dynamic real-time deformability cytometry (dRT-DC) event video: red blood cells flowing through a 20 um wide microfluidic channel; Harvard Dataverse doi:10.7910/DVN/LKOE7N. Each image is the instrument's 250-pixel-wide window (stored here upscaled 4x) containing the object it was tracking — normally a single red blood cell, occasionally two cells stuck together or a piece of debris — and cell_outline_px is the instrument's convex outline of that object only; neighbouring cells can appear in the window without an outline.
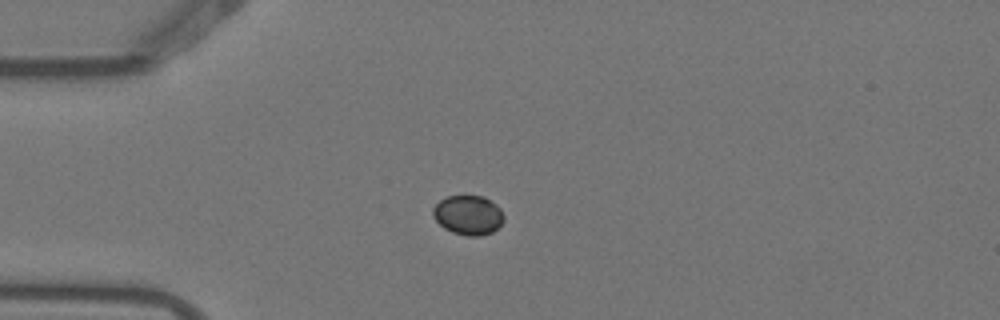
{"species": "Egyptian fruit bat (a non-hibernating species)", "species_latin": "Rousettus aegyptiacus", "temperature_condition": "warm", "stored_images_in_passage": 7, "camera_frame_rate_fps": 3000, "um_per_image_px": 0.085, "animal": {"sex": "female"}, "frame": {"image": 1, "passage_image": 3, "time_ms": 0.667, "image_size_px": [1000, 320], "cell_outline_px": [[504, 220], [492, 232], [480, 236], [468, 236], [452, 232], [444, 228], [432, 216], [432, 208], [440, 200], [448, 196], [484, 196], [496, 204], [500, 208], [504, 216]], "centroid_in_image_um": [39.79, 18.28], "position_along_channel_um": 45.2, "area_um2": 16.3}}
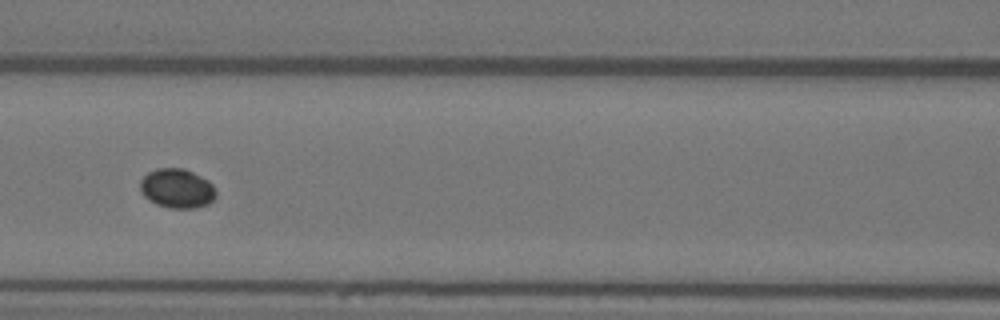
{"frame": {"image": 2, "passage_image": 6, "time_ms": 1.667, "image_size_px": [1000, 320], "cell_outline_px": [[216, 196], [208, 204], [196, 208], [168, 208], [156, 204], [148, 200], [144, 196], [140, 188], [140, 180], [148, 172], [156, 168], [184, 168], [208, 180], [216, 188]], "centroid_in_image_um": [15.04, 16.02], "position_along_channel_um": 151.6, "area_um2": 17.51}}
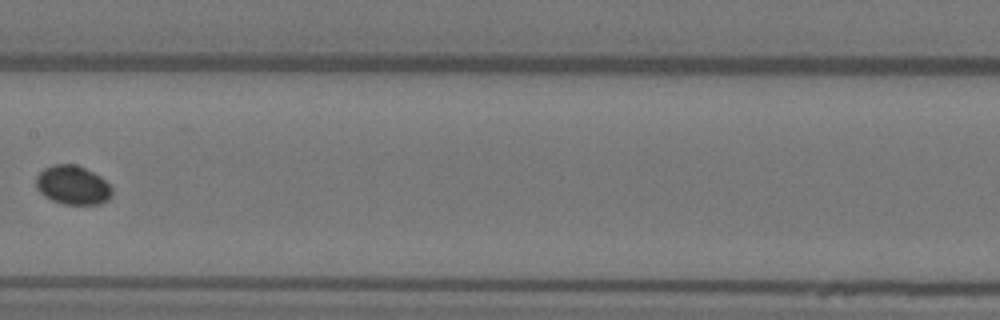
{"frame": {"image": 3, "passage_image": 7, "time_ms": 2.0, "image_size_px": [1000, 320], "cell_outline_px": [[112, 196], [108, 200], [100, 204], [64, 204], [52, 200], [44, 196], [36, 188], [36, 176], [44, 168], [52, 164], [76, 164], [100, 176], [112, 188]], "centroid_in_image_um": [6.17, 15.73], "position_along_channel_um": 201.2, "area_um2": 17.28}}